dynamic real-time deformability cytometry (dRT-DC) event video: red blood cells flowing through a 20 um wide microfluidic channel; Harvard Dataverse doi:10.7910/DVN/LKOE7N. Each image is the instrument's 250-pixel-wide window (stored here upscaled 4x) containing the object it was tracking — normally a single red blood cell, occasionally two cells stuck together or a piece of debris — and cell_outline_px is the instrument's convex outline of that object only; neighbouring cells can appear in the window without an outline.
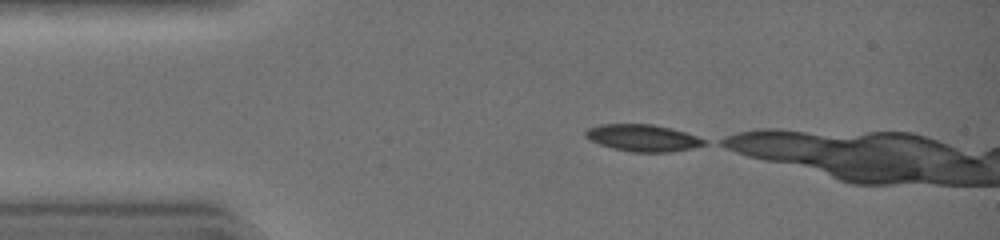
{"species": "common noctule bat (a hibernating species)", "species_latin": "Nyctalus noctula", "temperature_condition": "warm", "stored_images_in_passage": 9, "camera_frame_rate_fps": 3000, "um_per_image_px": 0.085, "animal": {"sex": "female", "body_mass_g": 19.0, "forearm_length_mm": 51.5}, "frame": {"image": 1, "passage_image": 1, "time_ms": 0.0, "image_size_px": [1000, 240], "cell_outline_px": [[708, 144], [692, 148], [672, 152], [632, 152], [612, 148], [600, 144], [584, 136], [584, 132], [588, 128], [600, 124], [652, 124], [684, 132], [708, 140]], "centroid_in_image_um": [54.65, 11.73], "position_along_channel_um": 30.3, "area_um2": 18.55}}
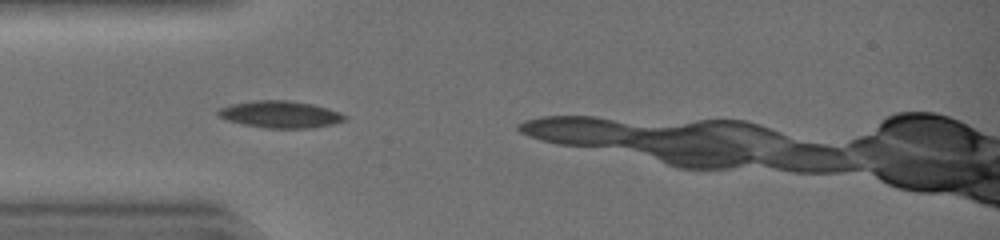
{"frame": {"image": 2, "passage_image": 6, "time_ms": 1.667, "image_size_px": [1000, 240], "cell_outline_px": [[348, 116], [344, 120], [332, 124], [312, 128], [264, 128], [244, 124], [228, 120], [216, 116], [216, 112], [220, 108], [232, 104], [252, 100], [288, 100], [312, 104], [328, 108], [340, 112]], "centroid_in_image_um": [23.81, 9.72], "position_along_channel_um": 61.2, "area_um2": 19.94}}